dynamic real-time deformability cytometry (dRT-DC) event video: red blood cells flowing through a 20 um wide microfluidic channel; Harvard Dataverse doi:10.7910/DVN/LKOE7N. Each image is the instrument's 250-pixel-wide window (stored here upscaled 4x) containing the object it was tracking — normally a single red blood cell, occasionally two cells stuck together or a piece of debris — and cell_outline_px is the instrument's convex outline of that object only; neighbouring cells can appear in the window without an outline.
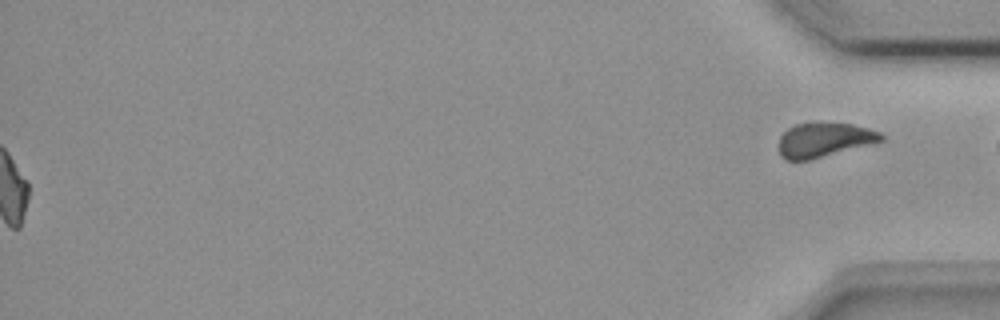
{"species": "common noctule bat (a hibernating species)", "species_latin": "Nyctalus noctula", "temperature_condition": "room temperature", "stored_images_in_passage": 50, "segment_of_instrument_passage": [2, 2], "camera_frame_rate_fps": 3000, "um_per_image_px": 0.085, "animal": {"sex": "female", "body_mass_g": 18.4}, "frame": {"image": 1, "passage_image": 50, "time_ms": 16.333, "image_size_px": [1000, 320], "cell_outline_px": [[884, 140], [808, 160], [784, 160], [780, 156], [780, 136], [788, 128], [796, 124], [852, 124], [868, 128], [880, 132], [884, 136]], "centroid_in_image_um": [70.04, 11.9], "position_along_channel_um": 365.2, "area_um2": 19.88}}